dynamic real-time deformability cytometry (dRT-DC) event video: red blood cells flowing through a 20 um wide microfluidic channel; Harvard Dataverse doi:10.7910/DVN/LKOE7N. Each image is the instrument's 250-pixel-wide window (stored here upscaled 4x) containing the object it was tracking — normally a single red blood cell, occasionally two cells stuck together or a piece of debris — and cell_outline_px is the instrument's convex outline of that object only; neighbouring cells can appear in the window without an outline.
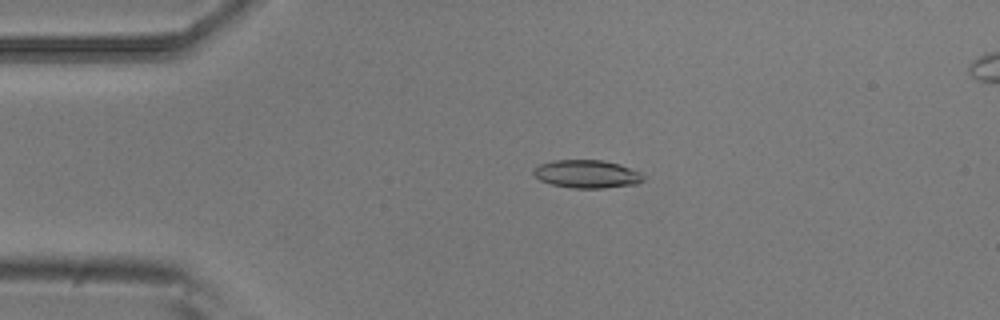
{"species": "common noctule bat (a hibernating species)", "species_latin": "Nyctalus noctula", "temperature_condition": "room temperature", "stored_images_in_passage": 3, "camera_frame_rate_fps": 3000, "um_per_image_px": 0.085, "animal": {"sex": "male", "body_mass_g": 20.5, "forearm_length_mm": 52.5}, "frame": {"image": 1, "passage_image": 2, "time_ms": 0.333, "image_size_px": [1000, 320], "cell_outline_px": [[644, 180], [636, 184], [604, 188], [572, 188], [552, 184], [540, 180], [532, 172], [540, 164], [552, 160], [604, 160], [620, 164], [640, 172], [644, 176]], "centroid_in_image_um": [49.91, 14.79], "position_along_channel_um": 35.1, "area_um2": 17.92}}